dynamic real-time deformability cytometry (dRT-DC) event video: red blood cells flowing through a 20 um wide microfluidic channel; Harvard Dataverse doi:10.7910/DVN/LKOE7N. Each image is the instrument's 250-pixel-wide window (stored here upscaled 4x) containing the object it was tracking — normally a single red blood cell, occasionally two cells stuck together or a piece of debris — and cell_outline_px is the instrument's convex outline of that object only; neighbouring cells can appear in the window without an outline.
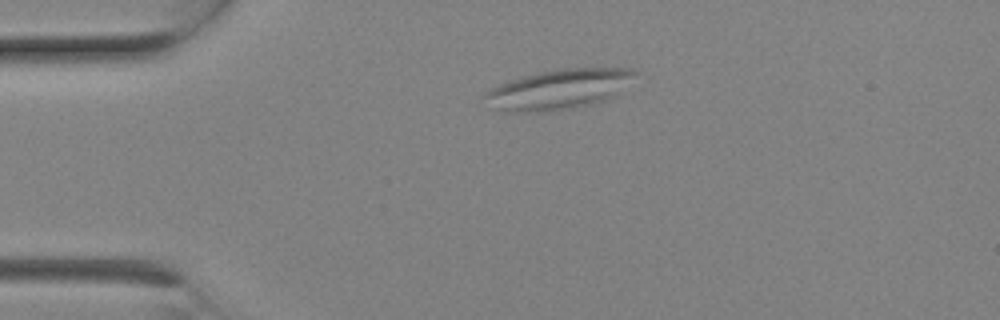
{"species": "Egyptian fruit bat (a non-hibernating species)", "species_latin": "Rousettus aegyptiacus", "temperature_condition": "room temperature", "stored_images_in_passage": 4, "camera_frame_rate_fps": 3000, "um_per_image_px": 0.085, "animal": {"sex": "female"}, "frame": {"image": 1, "passage_image": 1, "time_ms": 0.0, "image_size_px": [1000, 320], "cell_outline_px": [[640, 72], [616, 96], [592, 104], [576, 108], [548, 112], [504, 112], [496, 108], [484, 96], [484, 92], [500, 84], [524, 76], [540, 72], [560, 68], [632, 68]], "centroid_in_image_um": [47.58, 7.59], "position_along_channel_um": 37.4, "area_um2": 35.08}}